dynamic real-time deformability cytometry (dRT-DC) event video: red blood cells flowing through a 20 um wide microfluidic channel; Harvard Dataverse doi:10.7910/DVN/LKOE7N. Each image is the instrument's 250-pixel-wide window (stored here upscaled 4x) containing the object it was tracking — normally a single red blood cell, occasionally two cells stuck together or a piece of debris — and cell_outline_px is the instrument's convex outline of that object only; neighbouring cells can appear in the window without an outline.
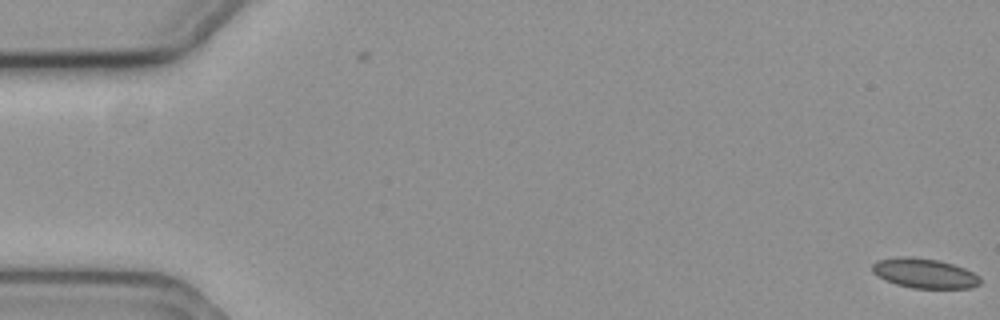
{"species": "common noctule bat (a hibernating species)", "species_latin": "Nyctalus noctula", "temperature_condition": "cold", "stored_images_in_passage": 3, "camera_frame_rate_fps": 3000, "um_per_image_px": 0.085, "animal": {"sex": "female", "body_mass_g": 19.3, "forearm_length_mm": 54.1}, "frame": {"image": 1, "passage_image": 3, "time_ms": 0.667, "image_size_px": [1000, 320], "cell_outline_px": [[980, 284], [972, 288], [912, 288], [896, 284], [884, 280], [876, 276], [872, 272], [872, 264], [876, 260], [900, 256], [912, 256], [940, 260], [964, 268], [980, 276]], "centroid_in_image_um": [78.55, 23.22], "position_along_channel_um": 6.5, "area_um2": 18.96}}